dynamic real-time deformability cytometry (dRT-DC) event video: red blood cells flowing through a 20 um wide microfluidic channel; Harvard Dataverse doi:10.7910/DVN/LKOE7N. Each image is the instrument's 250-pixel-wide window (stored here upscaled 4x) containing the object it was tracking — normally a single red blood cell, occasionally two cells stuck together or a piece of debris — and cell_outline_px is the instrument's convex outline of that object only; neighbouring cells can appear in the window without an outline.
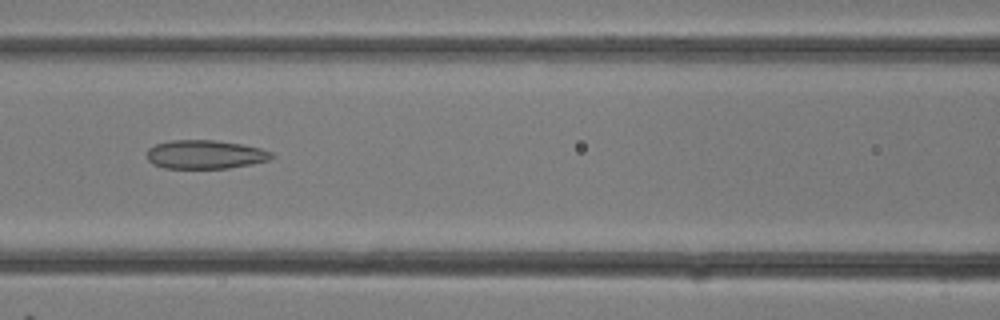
{"species": "common noctule bat (a hibernating species)", "species_latin": "Nyctalus noctula", "temperature_condition": "room temperature", "stored_images_in_passage": 31, "camera_frame_rate_fps": 3000, "um_per_image_px": 0.085, "animal": {"sex": "female"}, "frame": {"image": 1, "passage_image": 14, "time_ms": 4.333, "image_size_px": [1000, 320], "cell_outline_px": [[276, 156], [272, 160], [252, 164], [228, 168], [164, 168], [152, 164], [148, 160], [148, 148], [156, 144], [168, 140], [216, 140], [244, 144], [260, 148], [272, 152]], "centroid_in_image_um": [17.49, 13.12], "position_along_channel_um": 149.1, "area_um2": 21.15}}
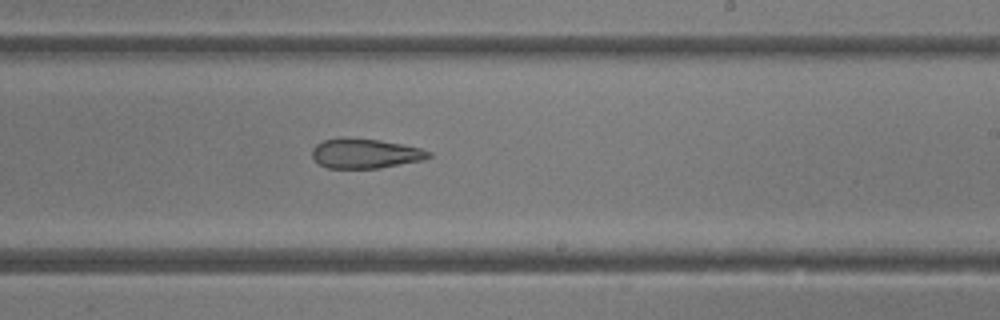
{"frame": {"image": 2, "passage_image": 19, "time_ms": 6.0, "image_size_px": [1000, 320], "cell_outline_px": [[432, 156], [424, 160], [380, 168], [328, 168], [320, 164], [312, 156], [312, 148], [316, 144], [324, 140], [380, 140], [404, 144], [420, 148], [432, 152]], "centroid_in_image_um": [31.12, 13.08], "position_along_channel_um": 257.9, "area_um2": 19.65}}
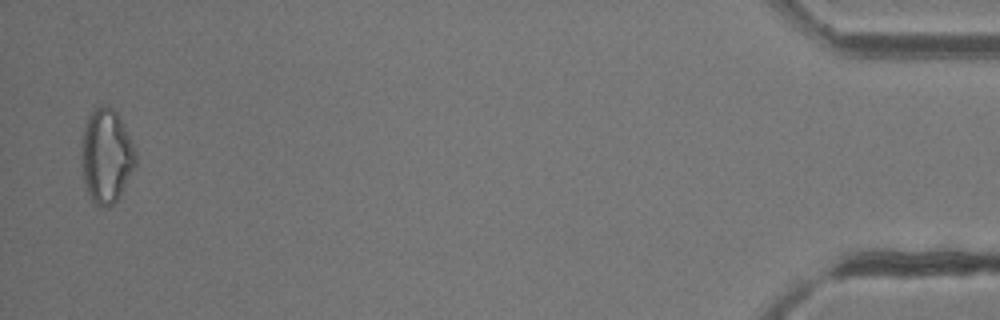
{"frame": {"image": 3, "passage_image": 31, "time_ms": 10.0, "image_size_px": [1000, 320], "cell_outline_px": [[136, 164], [120, 196], [108, 208], [104, 208], [92, 204], [84, 184], [80, 164], [80, 156], [84, 128], [88, 116], [100, 104], [112, 108], [116, 112], [136, 152]], "centroid_in_image_um": [9.0, 13.32], "position_along_channel_um": 426.2, "area_um2": 29.82}}